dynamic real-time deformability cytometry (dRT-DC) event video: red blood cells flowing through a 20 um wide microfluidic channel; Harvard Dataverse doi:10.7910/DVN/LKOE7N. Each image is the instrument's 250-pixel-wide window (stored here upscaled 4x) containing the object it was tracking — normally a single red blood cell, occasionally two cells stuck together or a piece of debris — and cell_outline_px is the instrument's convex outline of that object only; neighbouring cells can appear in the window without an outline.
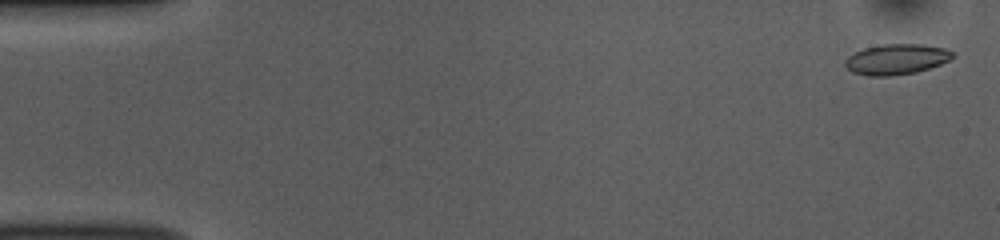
{"species": "common noctule bat (a hibernating species)", "species_latin": "Nyctalus noctula", "temperature_condition": "room temperature", "stored_images_in_passage": 52, "camera_frame_rate_fps": 3000, "um_per_image_px": 0.085, "animal": {"sex": "female", "body_mass_g": 10.0, "forearm_length_mm": 53.1}, "frame": {"image": 1, "passage_image": 2, "time_ms": 0.333, "image_size_px": [1000, 240], "cell_outline_px": [[952, 56], [948, 60], [940, 64], [916, 72], [892, 76], [868, 76], [852, 72], [844, 64], [844, 60], [848, 56], [864, 48], [880, 44], [924, 44], [944, 48], [952, 52]], "centroid_in_image_um": [76.15, 5.04], "position_along_channel_um": 8.9, "area_um2": 19.02}}
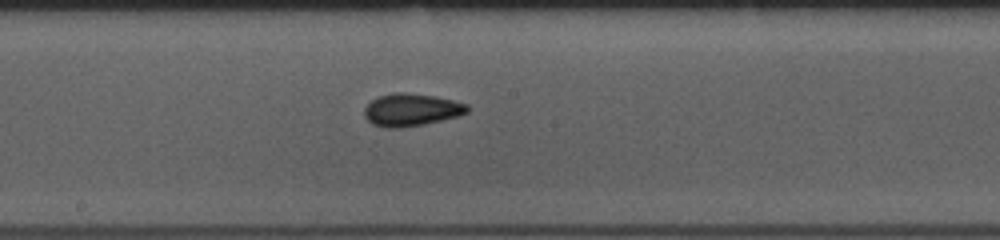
{"frame": {"image": 2, "passage_image": 28, "time_ms": 9.0, "image_size_px": [1000, 240], "cell_outline_px": [[468, 112], [460, 116], [424, 124], [400, 128], [388, 128], [372, 124], [364, 116], [364, 108], [376, 96], [392, 92], [404, 92], [436, 96], [468, 104]], "centroid_in_image_um": [34.95, 9.33], "position_along_channel_um": 213.2, "area_um2": 19.71}}
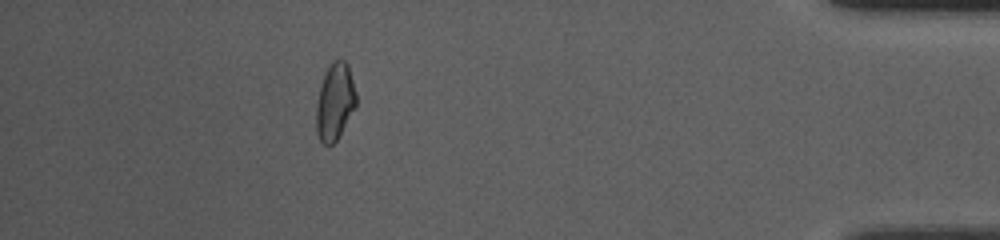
{"frame": {"image": 3, "passage_image": 47, "time_ms": 15.333, "image_size_px": [1000, 240], "cell_outline_px": [[356, 108], [336, 140], [332, 144], [324, 144], [320, 140], [316, 132], [316, 104], [320, 84], [324, 72], [332, 60], [344, 60], [348, 64], [356, 92]], "centroid_in_image_um": [28.46, 8.62], "position_along_channel_um": 406.7, "area_um2": 18.09}, "authors_computed_cell_mechanics": {"area_um2": 18.4093, "velocity_mm_per_s": 3.8471, "shape_relaxation_time_tau1_ms": 5.7458, "shape_relaxation_time_tau2_ms": 2.0252, "deformation_change_tau1": 0.1133, "deformation_change_tau2": 0.0564}}